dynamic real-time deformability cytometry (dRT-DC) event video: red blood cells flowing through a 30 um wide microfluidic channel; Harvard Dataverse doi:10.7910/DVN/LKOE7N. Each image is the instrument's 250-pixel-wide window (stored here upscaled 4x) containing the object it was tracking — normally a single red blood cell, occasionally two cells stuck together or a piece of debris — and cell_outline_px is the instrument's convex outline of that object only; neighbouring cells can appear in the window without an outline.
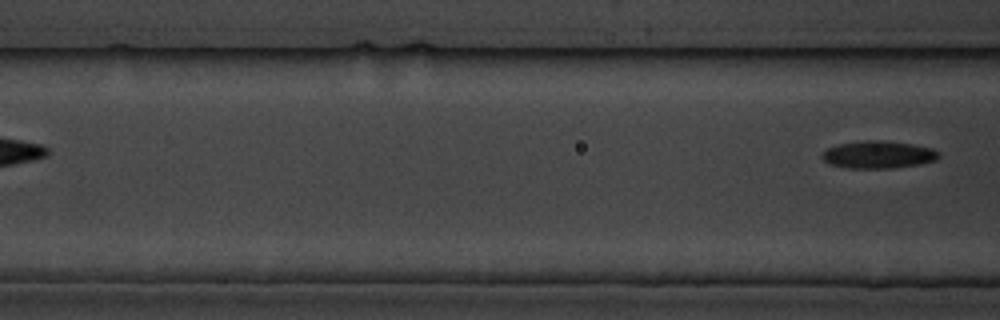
{"species": "common noctule bat (a hibernating species)", "species_latin": "Nyctalus noctula", "temperature_condition": "cold", "stored_images_in_passage": 5, "camera_frame_rate_fps": 3000, "um_per_image_px": 0.085, "animal": {"sex": "male", "body_mass_g": 19.5, "forearm_length_mm": 54.6}, "frame": {"image": 1, "passage_image": 5, "time_ms": 6.333, "image_size_px": [1000, 320], "cell_outline_px": [[940, 156], [936, 160], [920, 164], [892, 168], [844, 168], [828, 164], [820, 156], [828, 148], [840, 144], [868, 140], [880, 140], [912, 144], [932, 148], [940, 152]], "centroid_in_image_um": [74.66, 13.15], "position_along_channel_um": 91.9, "area_um2": 18.67}}